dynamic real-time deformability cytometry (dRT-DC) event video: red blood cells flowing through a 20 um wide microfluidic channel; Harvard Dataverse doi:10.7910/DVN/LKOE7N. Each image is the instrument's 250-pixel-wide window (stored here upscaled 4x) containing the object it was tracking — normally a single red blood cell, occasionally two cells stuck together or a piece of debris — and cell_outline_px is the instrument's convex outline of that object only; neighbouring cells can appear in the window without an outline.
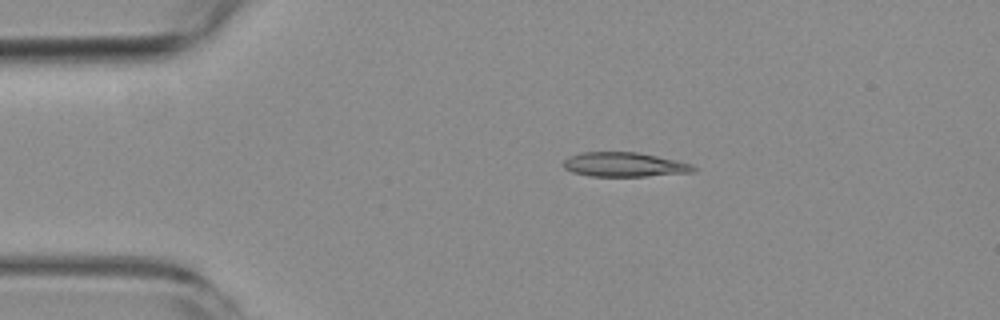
{"species": "common noctule bat (a hibernating species)", "species_latin": "Nyctalus noctula", "temperature_condition": "room temperature", "stored_images_in_passage": 5, "camera_frame_rate_fps": 3000, "um_per_image_px": 0.085, "animal": {"sex": "female", "body_mass_g": 19.3, "forearm_length_mm": 54.1}, "frame": {"image": 1, "passage_image": 3, "time_ms": 3.333, "image_size_px": [1000, 320], "cell_outline_px": [[696, 168], [692, 172], [644, 176], [588, 176], [572, 172], [564, 168], [564, 160], [568, 156], [580, 152], [636, 152], [676, 160], [692, 164]], "centroid_in_image_um": [53.02, 13.98], "position_along_channel_um": 32.0, "area_um2": 18.38}}
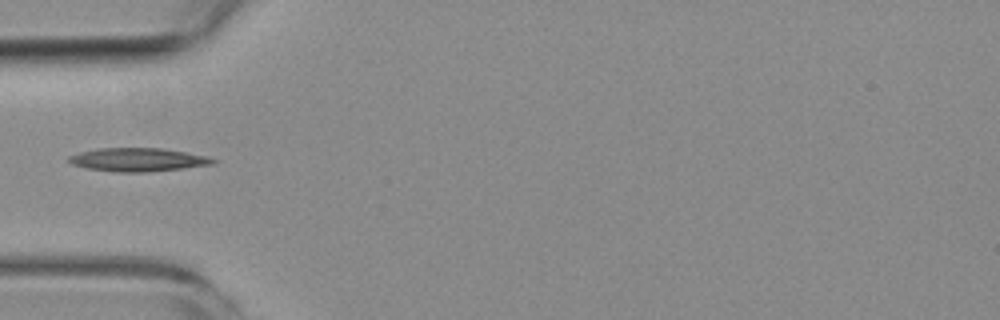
{"frame": {"image": 2, "passage_image": 5, "time_ms": 5.667, "image_size_px": [1000, 320], "cell_outline_px": [[216, 160], [212, 164], [180, 168], [144, 172], [116, 172], [88, 168], [72, 164], [68, 160], [68, 156], [80, 152], [96, 148], [160, 148], [184, 152], [204, 156]], "centroid_in_image_um": [11.64, 13.57], "position_along_channel_um": 73.4, "area_um2": 19.25}}